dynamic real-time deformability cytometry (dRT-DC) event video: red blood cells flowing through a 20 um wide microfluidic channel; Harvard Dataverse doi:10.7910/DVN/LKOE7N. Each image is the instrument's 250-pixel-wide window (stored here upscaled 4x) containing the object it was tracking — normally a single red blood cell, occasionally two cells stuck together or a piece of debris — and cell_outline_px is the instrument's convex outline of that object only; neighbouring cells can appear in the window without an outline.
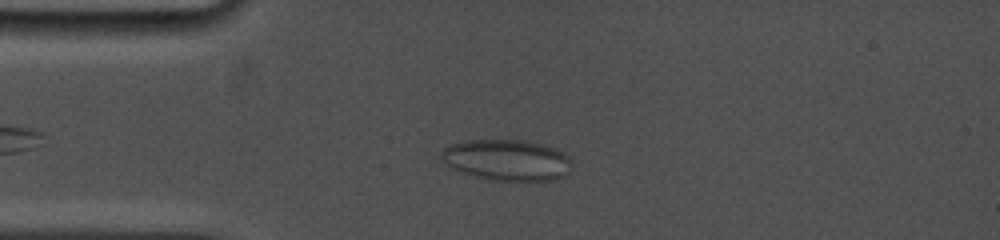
{"species": "common noctule bat (a hibernating species)", "species_latin": "Nyctalus noctula", "temperature_condition": "cold", "stored_images_in_passage": 60, "camera_frame_rate_fps": 5000, "um_per_image_px": 0.085, "animal": {"sex": "female", "body_mass_g": 19.0, "forearm_length_mm": 53.3}, "frame": {"image": 1, "passage_image": 9, "time_ms": 2.0, "image_size_px": [1000, 240], "cell_outline_px": [[572, 164], [568, 172], [564, 176], [552, 180], [488, 180], [452, 168], [444, 164], [440, 160], [440, 152], [444, 148], [452, 144], [468, 140], [524, 140], [544, 144], [564, 152], [572, 160]], "centroid_in_image_um": [43.09, 13.59], "position_along_channel_um": 41.9, "area_um2": 31.33}}
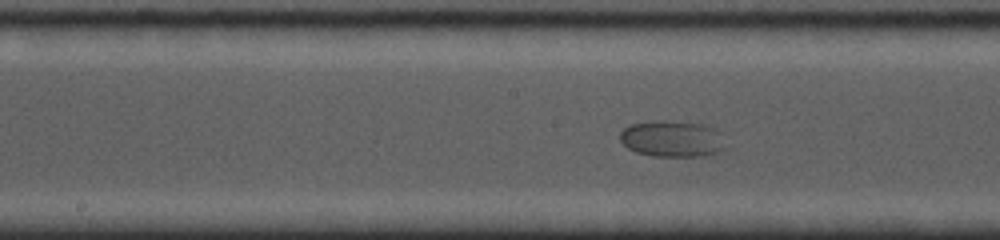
{"frame": {"image": 2, "passage_image": 30, "time_ms": 6.6, "image_size_px": [1000, 240], "cell_outline_px": [[728, 148], [704, 156], [652, 156], [636, 152], [628, 148], [620, 140], [620, 132], [624, 128], [632, 124], [652, 120], [664, 120], [704, 124], [716, 128], [720, 132]], "centroid_in_image_um": [57.17, 11.79], "position_along_channel_um": 191.0, "area_um2": 22.66}}
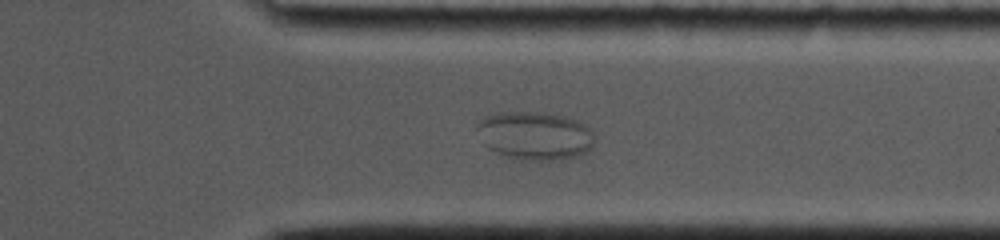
{"frame": {"image": 3, "passage_image": 52, "time_ms": 11.4, "image_size_px": [1000, 240], "cell_outline_px": [[596, 140], [584, 152], [576, 156], [552, 160], [528, 160], [496, 152], [488, 148], [484, 144], [476, 128], [476, 124], [484, 116], [500, 112], [540, 112], [564, 116], [576, 120], [584, 124], [596, 136]], "centroid_in_image_um": [45.45, 11.5], "position_along_channel_um": 365.9, "area_um2": 32.71}}